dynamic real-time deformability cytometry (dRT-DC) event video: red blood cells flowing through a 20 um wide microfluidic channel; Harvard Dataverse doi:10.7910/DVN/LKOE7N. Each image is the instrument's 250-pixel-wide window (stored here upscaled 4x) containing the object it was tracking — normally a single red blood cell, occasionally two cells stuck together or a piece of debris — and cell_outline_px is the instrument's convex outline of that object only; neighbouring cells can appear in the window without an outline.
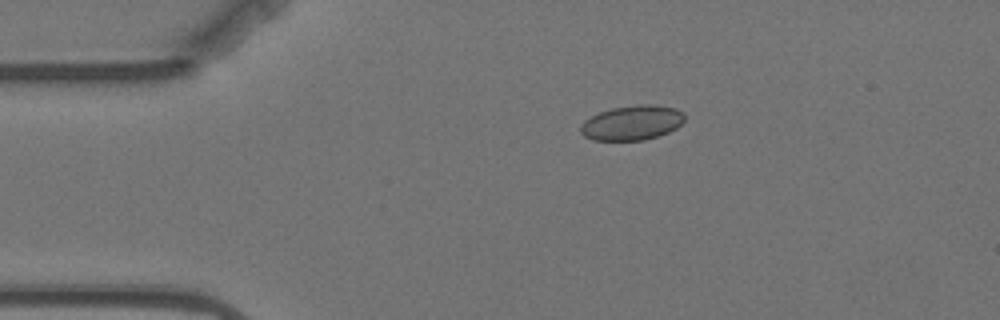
{"species": "Egyptian fruit bat (a non-hibernating species)", "species_latin": "Rousettus aegyptiacus", "temperature_condition": "warm", "stored_images_in_passage": 5, "camera_frame_rate_fps": 3000, "um_per_image_px": 0.085, "animal": {"sex": "female"}, "frame": {"image": 1, "passage_image": 3, "time_ms": 2.333, "image_size_px": [1000, 320], "cell_outline_px": [[684, 120], [676, 128], [668, 132], [644, 140], [592, 140], [584, 136], [580, 132], [580, 124], [584, 120], [600, 112], [612, 108], [636, 104], [656, 104], [676, 108], [684, 112]], "centroid_in_image_um": [53.72, 10.42], "position_along_channel_um": 31.3, "area_um2": 21.15}}
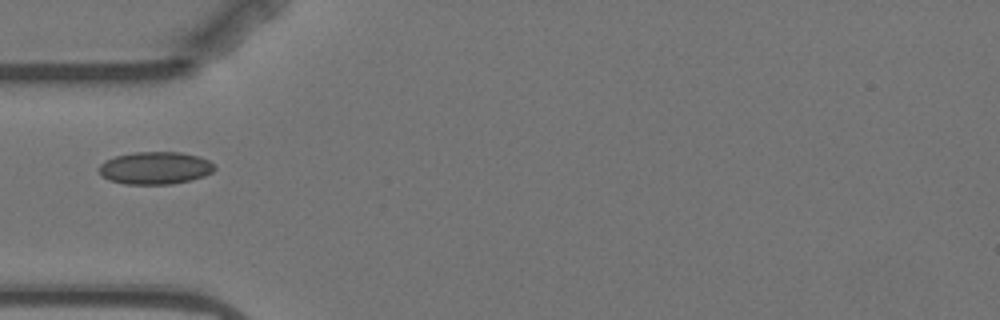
{"frame": {"image": 2, "passage_image": 5, "time_ms": 4.667, "image_size_px": [1000, 320], "cell_outline_px": [[216, 168], [212, 172], [204, 176], [192, 180], [172, 184], [124, 184], [108, 180], [100, 176], [96, 168], [104, 160], [116, 156], [136, 152], [180, 152], [200, 156], [208, 160]], "centroid_in_image_um": [13.15, 14.28], "position_along_channel_um": 71.9, "area_um2": 22.2}}